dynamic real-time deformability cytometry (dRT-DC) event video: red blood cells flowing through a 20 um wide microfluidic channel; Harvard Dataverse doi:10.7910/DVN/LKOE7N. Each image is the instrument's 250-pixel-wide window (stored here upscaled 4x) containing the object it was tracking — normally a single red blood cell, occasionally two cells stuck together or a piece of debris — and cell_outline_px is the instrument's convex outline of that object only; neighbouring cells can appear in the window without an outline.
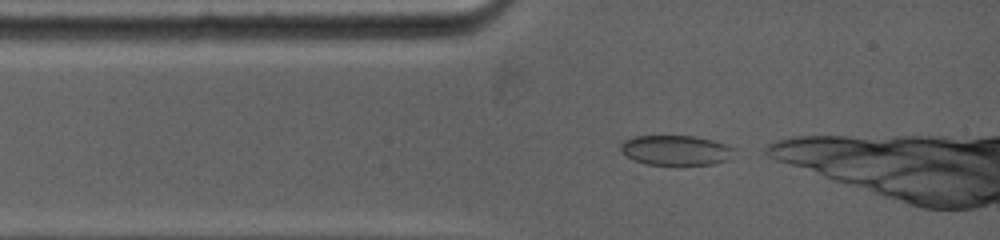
{"species": "common noctule bat (a hibernating species)", "species_latin": "Nyctalus noctula", "temperature_condition": "warm", "stored_images_in_passage": 11, "camera_frame_rate_fps": 5000, "um_per_image_px": 0.085, "animal": {"sex": "female", "body_mass_g": 19.0, "forearm_length_mm": 53.3}, "frame": {"image": 1, "passage_image": 1, "time_ms": 0.0, "image_size_px": [1000, 240], "cell_outline_px": [[736, 148], [728, 160], [716, 164], [680, 168], [644, 164], [632, 160], [620, 152], [620, 144], [624, 140], [636, 136], [696, 136], [712, 140]], "centroid_in_image_um": [57.43, 12.83], "position_along_channel_um": 27.6, "area_um2": 20.92}}
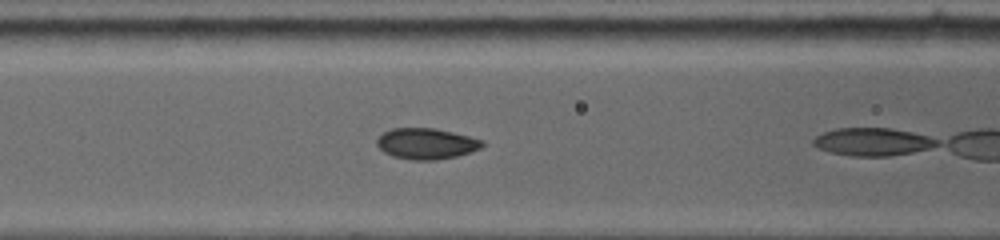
{"frame": {"image": 2, "passage_image": 8, "time_ms": 2.8, "image_size_px": [1000, 240], "cell_outline_px": [[484, 144], [480, 148], [456, 156], [436, 160], [412, 160], [392, 156], [384, 152], [376, 144], [376, 140], [384, 132], [392, 128], [436, 128], [484, 140]], "centroid_in_image_um": [36.22, 12.21], "position_along_channel_um": 130.4, "area_um2": 18.9}}
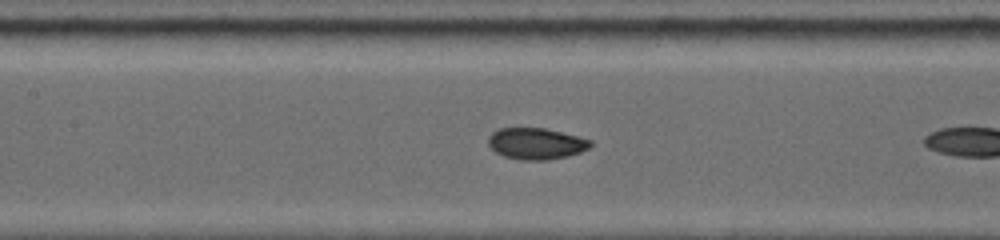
{"frame": {"image": 3, "passage_image": 10, "time_ms": 3.6, "image_size_px": [1000, 240], "cell_outline_px": [[592, 144], [588, 148], [580, 152], [568, 156], [548, 160], [520, 160], [504, 156], [496, 152], [488, 144], [488, 136], [492, 132], [500, 128], [544, 128], [580, 136], [592, 140]], "centroid_in_image_um": [45.58, 12.2], "position_along_channel_um": 161.8, "area_um2": 18.79}}